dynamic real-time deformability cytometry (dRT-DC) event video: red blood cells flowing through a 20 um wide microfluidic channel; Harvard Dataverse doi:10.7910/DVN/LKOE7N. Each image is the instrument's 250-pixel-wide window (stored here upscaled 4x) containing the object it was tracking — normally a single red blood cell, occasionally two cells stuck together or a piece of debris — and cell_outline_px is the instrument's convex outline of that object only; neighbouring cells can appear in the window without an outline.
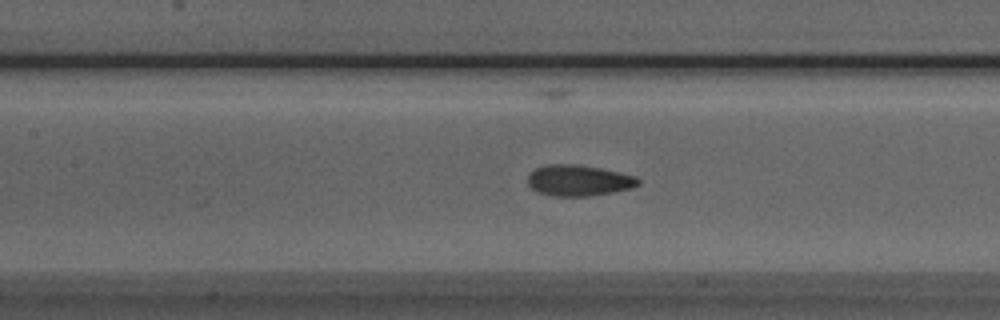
{"species": "Egyptian fruit bat (a non-hibernating species)", "species_latin": "Rousettus aegyptiacus", "temperature_condition": "room temperature", "stored_images_in_passage": 31, "camera_frame_rate_fps": 3000, "um_per_image_px": 0.085, "animal": {"sex": "male"}, "frame": {"image": 1, "passage_image": 12, "time_ms": 3.667, "image_size_px": [1000, 320], "cell_outline_px": [[640, 184], [632, 188], [612, 192], [588, 196], [552, 196], [536, 192], [528, 184], [528, 172], [536, 168], [548, 164], [576, 164], [600, 168], [636, 176], [640, 180]], "centroid_in_image_um": [49.16, 15.34], "position_along_channel_um": 158.2, "area_um2": 20.06}}
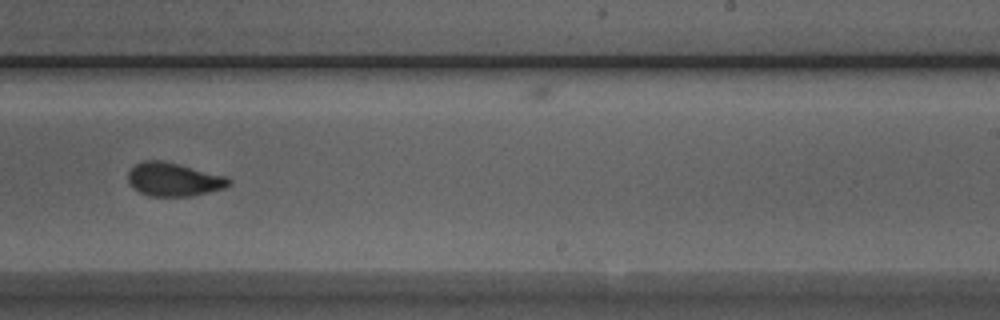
{"frame": {"image": 2, "passage_image": 21, "time_ms": 6.667, "image_size_px": [1000, 320], "cell_outline_px": [[232, 184], [224, 188], [192, 196], [148, 196], [132, 188], [128, 180], [128, 172], [136, 164], [144, 160], [164, 160], [180, 164], [224, 176], [232, 180]], "centroid_in_image_um": [14.75, 15.25], "position_along_channel_um": 274.2, "area_um2": 19.71}}
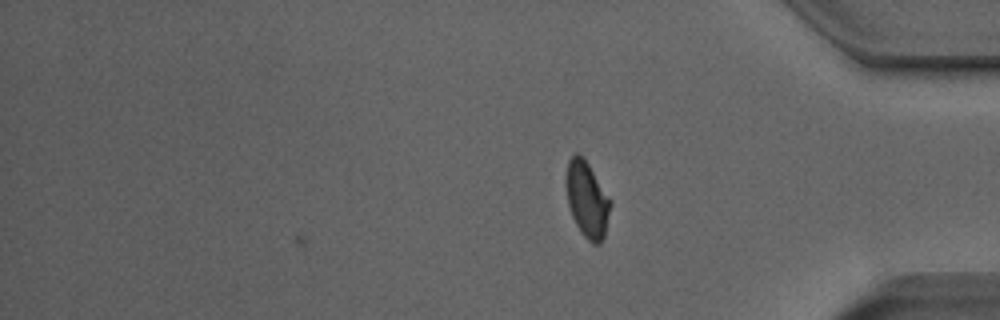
{"frame": {"image": 3, "passage_image": 31, "time_ms": 10.0, "image_size_px": [1000, 320], "cell_outline_px": [[612, 204], [604, 236], [600, 244], [592, 244], [580, 232], [572, 216], [568, 204], [564, 184], [564, 180], [568, 160], [576, 152], [580, 152], [584, 156], [612, 200]], "centroid_in_image_um": [49.89, 16.91], "position_along_channel_um": 385.3, "area_um2": 20.23}, "authors_computed_cell_mechanics": {"area_um2": 20.0566, "velocity_mm_per_s": 3.8824, "shape_relaxation_time_tau1_ms": 4.6065, "shape_relaxation_time_tau2_ms": 0.9943, "deformation_change_tau1": 0.1391, "deformation_change_tau2": 0.0609}}